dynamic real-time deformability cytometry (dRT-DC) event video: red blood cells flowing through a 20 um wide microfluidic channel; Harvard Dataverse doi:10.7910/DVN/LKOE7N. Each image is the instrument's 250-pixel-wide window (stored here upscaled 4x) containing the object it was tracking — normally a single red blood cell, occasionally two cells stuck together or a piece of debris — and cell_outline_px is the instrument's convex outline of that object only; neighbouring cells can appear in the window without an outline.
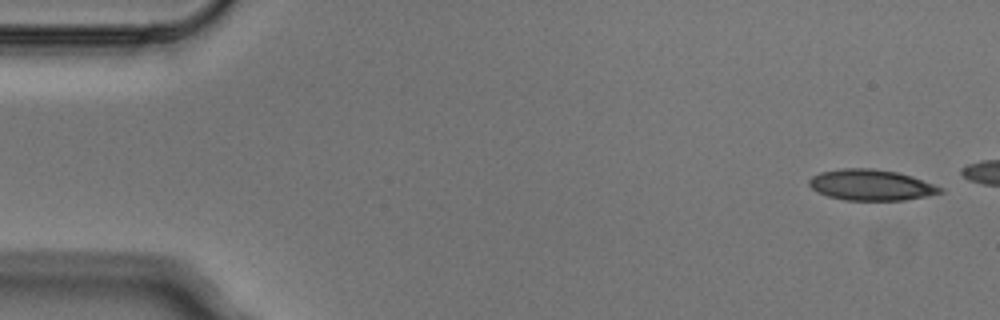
{"species": "Egyptian fruit bat (a non-hibernating species)", "species_latin": "Rousettus aegyptiacus", "temperature_condition": "cold", "stored_images_in_passage": 3, "camera_frame_rate_fps": 3000, "um_per_image_px": 0.085, "animal": {"sex": "male"}, "frame": {"image": 1, "passage_image": 1, "time_ms": 0.0, "image_size_px": [1000, 320], "cell_outline_px": [[944, 192], [904, 200], [844, 200], [828, 196], [816, 192], [808, 184], [808, 180], [812, 176], [820, 172], [840, 168], [872, 168], [896, 172], [912, 176], [944, 188]], "centroid_in_image_um": [74.01, 15.72], "position_along_channel_um": 11.0, "area_um2": 23.64}}